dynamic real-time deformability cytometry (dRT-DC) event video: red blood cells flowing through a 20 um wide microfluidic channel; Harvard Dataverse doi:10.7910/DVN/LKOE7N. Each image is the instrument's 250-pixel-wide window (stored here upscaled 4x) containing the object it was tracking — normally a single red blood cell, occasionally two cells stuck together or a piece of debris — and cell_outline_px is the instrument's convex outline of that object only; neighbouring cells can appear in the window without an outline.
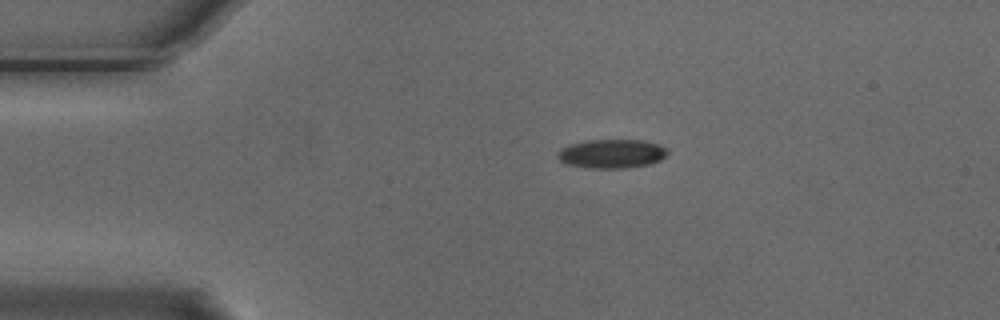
{"species": "Egyptian fruit bat (a non-hibernating species)", "species_latin": "Rousettus aegyptiacus", "temperature_condition": "cold", "stored_images_in_passage": 2, "camera_frame_rate_fps": 3000, "um_per_image_px": 0.085, "animal": {"sex": "male"}, "frame": {"image": 1, "passage_image": 1, "time_ms": 0.0, "image_size_px": [1000, 320], "cell_outline_px": [[668, 152], [660, 160], [648, 164], [628, 168], [584, 168], [568, 164], [560, 160], [556, 156], [560, 148], [568, 144], [584, 140], [644, 140], [660, 144], [668, 148]], "centroid_in_image_um": [51.98, 13.05], "position_along_channel_um": 33.0, "area_um2": 18.79}}